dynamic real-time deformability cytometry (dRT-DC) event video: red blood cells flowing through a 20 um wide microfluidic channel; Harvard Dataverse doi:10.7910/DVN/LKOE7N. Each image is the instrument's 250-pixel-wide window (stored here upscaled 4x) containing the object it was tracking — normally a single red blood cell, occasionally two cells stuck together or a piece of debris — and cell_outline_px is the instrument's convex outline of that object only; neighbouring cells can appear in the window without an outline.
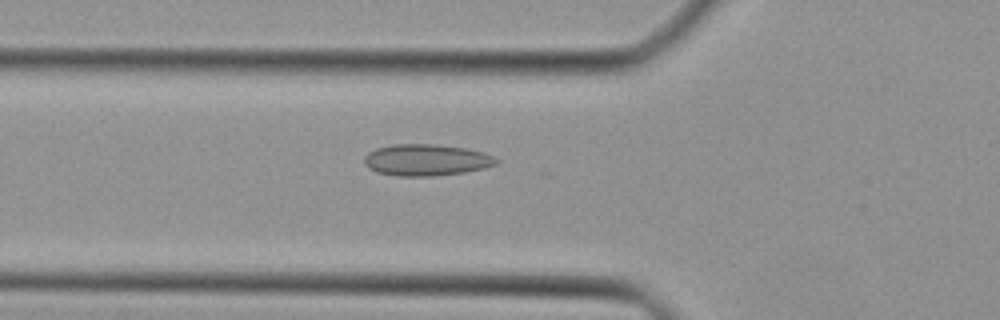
{"species": "Egyptian fruit bat (a non-hibernating species)", "species_latin": "Rousettus aegyptiacus", "temperature_condition": "cold", "stored_images_in_passage": 21, "camera_frame_rate_fps": 3000, "um_per_image_px": 0.085, "animal": {"sex": "female"}, "frame": {"image": 1, "passage_image": 7, "time_ms": 2.0, "image_size_px": [1000, 320], "cell_outline_px": [[500, 160], [496, 164], [484, 168], [464, 172], [432, 176], [396, 176], [376, 172], [368, 168], [364, 164], [364, 156], [368, 152], [376, 148], [392, 144], [436, 144], [468, 148], [484, 152]], "centroid_in_image_um": [36.21, 13.59], "position_along_channel_um": 89.6, "area_um2": 24.51}}
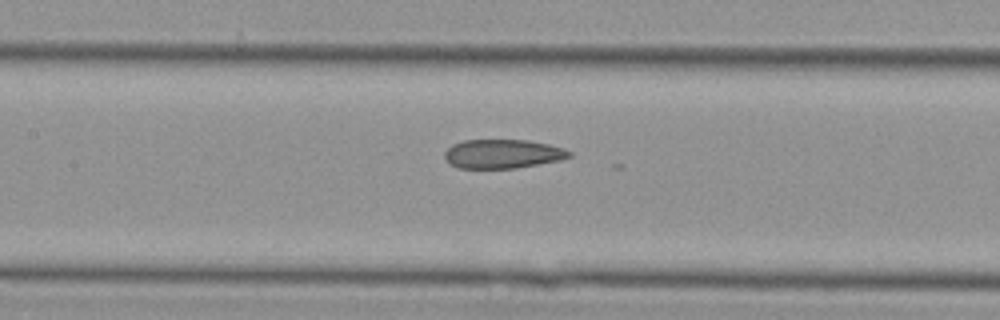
{"frame": {"image": 2, "passage_image": 12, "time_ms": 3.667, "image_size_px": [1000, 320], "cell_outline_px": [[572, 156], [560, 160], [516, 168], [460, 168], [452, 164], [444, 156], [444, 152], [452, 144], [464, 140], [528, 140], [548, 144], [564, 148], [572, 152]], "centroid_in_image_um": [42.75, 13.07], "position_along_channel_um": 164.6, "area_um2": 20.98}}
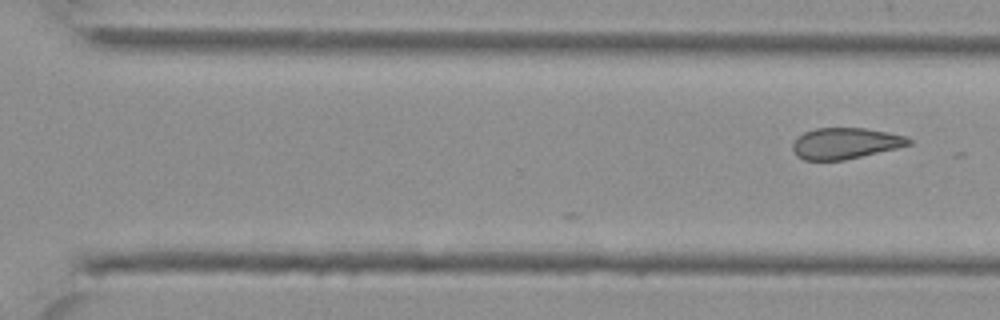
{"frame": {"image": 3, "passage_image": 21, "time_ms": 6.667, "image_size_px": [1000, 320], "cell_outline_px": [[912, 144], [896, 148], [844, 160], [804, 160], [796, 156], [792, 148], [792, 144], [804, 132], [816, 128], [864, 128], [888, 132], [904, 136], [912, 140]], "centroid_in_image_um": [71.84, 12.18], "position_along_channel_um": 298.8, "area_um2": 20.87}}